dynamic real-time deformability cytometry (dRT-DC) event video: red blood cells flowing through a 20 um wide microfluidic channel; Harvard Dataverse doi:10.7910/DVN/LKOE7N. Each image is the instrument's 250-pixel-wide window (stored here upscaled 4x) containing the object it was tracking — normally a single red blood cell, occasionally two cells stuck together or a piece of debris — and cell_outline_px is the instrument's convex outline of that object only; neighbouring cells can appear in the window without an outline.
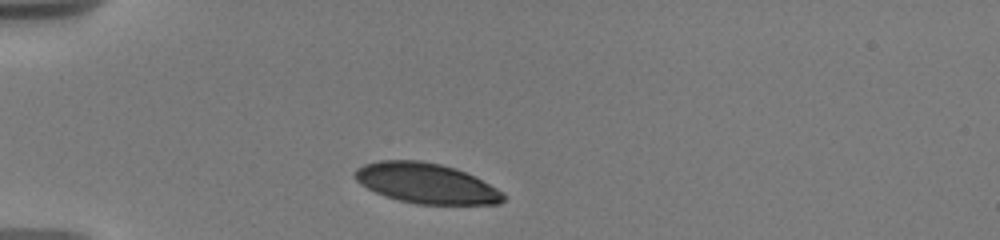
{"species": "human", "species_latin": "Homo sapiens", "temperature_condition": "warm", "stored_images_in_passage": 27, "camera_frame_rate_fps": 3000, "um_per_image_px": 0.085, "donor": {"sex": "male"}, "frame": {"image": 1, "passage_image": 1, "time_ms": 0.0, "image_size_px": [1000, 240], "cell_outline_px": [[508, 196], [500, 204], [416, 204], [400, 200], [376, 192], [360, 184], [352, 176], [356, 168], [364, 164], [380, 160], [420, 160], [440, 164], [456, 168], [504, 192]], "centroid_in_image_um": [36.22, 15.57], "position_along_channel_um": 48.8, "area_um2": 34.68}}
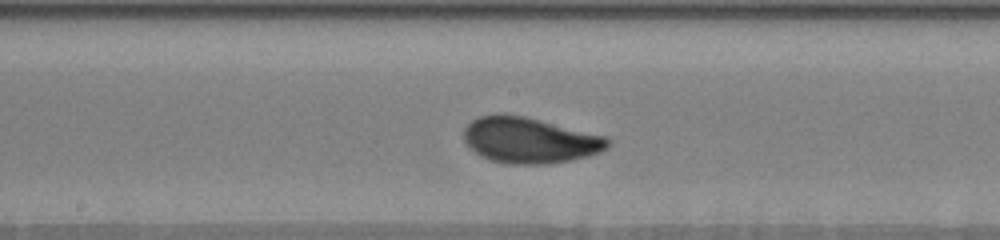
{"frame": {"image": 2, "passage_image": 11, "time_ms": 5.0, "image_size_px": [1000, 240], "cell_outline_px": [[612, 140], [608, 148], [600, 152], [588, 156], [572, 160], [548, 164], [508, 164], [492, 160], [480, 156], [468, 148], [464, 140], [464, 128], [476, 116], [496, 112], [524, 116], [604, 136]], "centroid_in_image_um": [44.97, 11.91], "position_along_channel_um": 203.2, "area_um2": 38.78}}
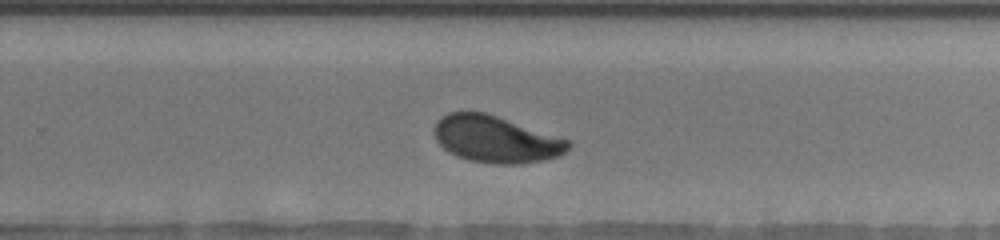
{"frame": {"image": 3, "passage_image": 16, "time_ms": 7.333, "image_size_px": [1000, 240], "cell_outline_px": [[572, 144], [560, 156], [544, 160], [520, 164], [492, 164], [468, 160], [456, 156], [448, 152], [436, 140], [436, 124], [448, 112], [484, 112], [572, 140]], "centroid_in_image_um": [42.2, 11.86], "position_along_channel_um": 287.6, "area_um2": 36.41}, "authors_computed_cell_mechanics": {"area_um2": 37.2232, "velocity_mm_per_s": 3.6285, "shape_relaxation_time_tau1_ms": 2.5247, "shape_relaxation_time_tau2_ms": null, "deformation_change_tau1": 0.1195, "deformation_change_tau2": null}}